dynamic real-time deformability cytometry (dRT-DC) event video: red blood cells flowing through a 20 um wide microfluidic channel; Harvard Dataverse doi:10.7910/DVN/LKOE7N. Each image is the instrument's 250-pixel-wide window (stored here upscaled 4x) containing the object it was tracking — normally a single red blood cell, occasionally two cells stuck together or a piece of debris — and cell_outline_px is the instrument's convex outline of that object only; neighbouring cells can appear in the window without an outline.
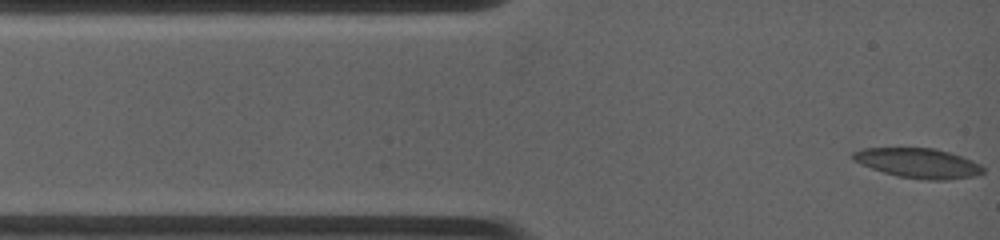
{"species": "common noctule bat (a hibernating species)", "species_latin": "Nyctalus noctula", "temperature_condition": "warm", "stored_images_in_passage": 29, "camera_frame_rate_fps": 4500, "um_per_image_px": 0.085, "animal": {"sex": "female", "body_mass_g": 19.0, "forearm_length_mm": 53.3}, "frame": {"image": 1, "passage_image": 1, "time_ms": 0.0, "image_size_px": [1000, 240], "cell_outline_px": [[984, 172], [976, 176], [948, 180], [924, 180], [896, 176], [860, 164], [852, 160], [852, 152], [864, 148], [936, 148], [972, 160], [980, 164], [984, 168]], "centroid_in_image_um": [78.05, 13.87], "position_along_channel_um": 6.9, "area_um2": 22.66}}
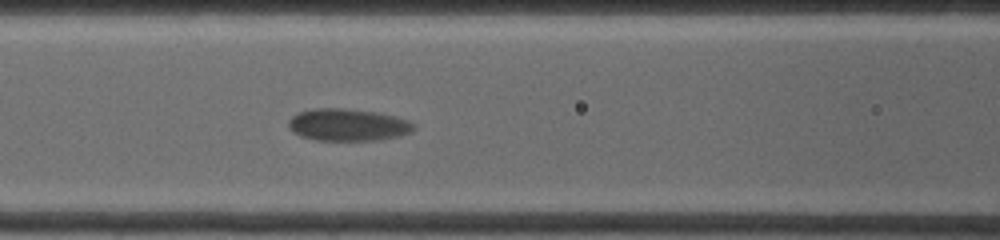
{"frame": {"image": 2, "passage_image": 13, "time_ms": 4.889, "image_size_px": [1000, 240], "cell_outline_px": [[416, 128], [412, 132], [400, 136], [380, 140], [316, 140], [300, 136], [292, 132], [288, 128], [288, 120], [292, 116], [300, 112], [316, 108], [344, 108], [376, 112], [408, 120], [416, 124]], "centroid_in_image_um": [29.58, 10.62], "position_along_channel_um": 137.0, "area_um2": 23.64}}
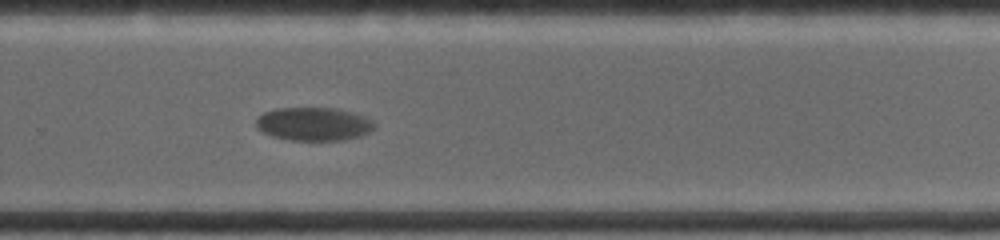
{"frame": {"image": 3, "passage_image": 28, "time_ms": 9.556, "image_size_px": [1000, 240], "cell_outline_px": [[376, 128], [360, 136], [344, 140], [288, 140], [272, 136], [256, 128], [256, 120], [264, 112], [276, 108], [340, 108], [368, 116], [376, 124]], "centroid_in_image_um": [26.72, 10.53], "position_along_channel_um": 303.1, "area_um2": 23.29}}